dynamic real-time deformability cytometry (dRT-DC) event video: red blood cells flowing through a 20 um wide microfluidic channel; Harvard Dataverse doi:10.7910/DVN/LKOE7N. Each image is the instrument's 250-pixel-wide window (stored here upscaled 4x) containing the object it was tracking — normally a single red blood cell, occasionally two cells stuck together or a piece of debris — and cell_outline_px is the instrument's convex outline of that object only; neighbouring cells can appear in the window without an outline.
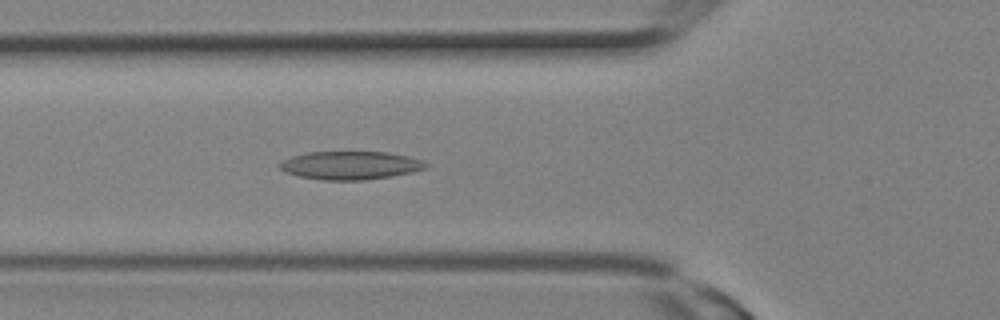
{"species": "Egyptian fruit bat (a non-hibernating species)", "species_latin": "Rousettus aegyptiacus", "temperature_condition": "room temperature", "stored_images_in_passage": 8, "camera_frame_rate_fps": 3000, "um_per_image_px": 0.085, "animal": {"sex": "female"}, "frame": {"image": 1, "passage_image": 8, "time_ms": 2.333, "image_size_px": [1000, 320], "cell_outline_px": [[428, 164], [424, 168], [412, 172], [392, 176], [364, 180], [324, 180], [300, 176], [284, 172], [280, 168], [280, 160], [292, 156], [308, 152], [384, 152], [408, 156], [424, 160]], "centroid_in_image_um": [29.77, 14.05], "position_along_channel_um": 96.0, "area_um2": 23.99}}